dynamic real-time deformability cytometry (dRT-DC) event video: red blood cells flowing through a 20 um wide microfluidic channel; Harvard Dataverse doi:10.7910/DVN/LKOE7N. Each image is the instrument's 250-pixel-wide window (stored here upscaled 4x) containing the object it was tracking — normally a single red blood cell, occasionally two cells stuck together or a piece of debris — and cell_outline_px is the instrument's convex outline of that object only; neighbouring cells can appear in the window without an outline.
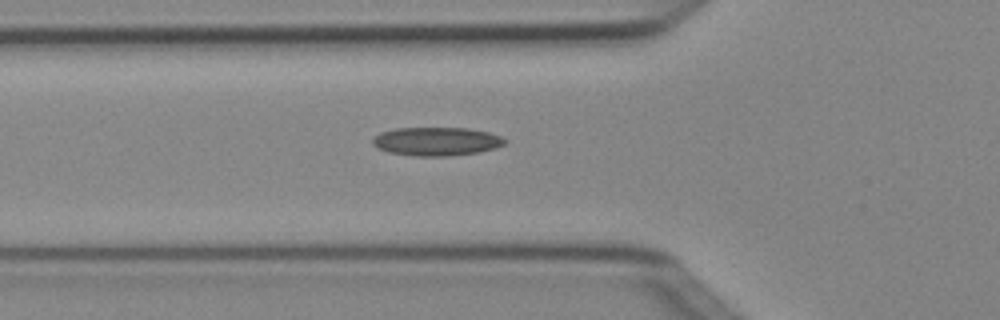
{"species": "Egyptian fruit bat (a non-hibernating species)", "species_latin": "Rousettus aegyptiacus", "temperature_condition": "cold", "stored_images_in_passage": 5, "camera_frame_rate_fps": 3000, "um_per_image_px": 0.085, "animal": {"sex": "female"}, "frame": {"image": 1, "passage_image": 5, "time_ms": 1.333, "image_size_px": [1000, 320], "cell_outline_px": [[508, 140], [504, 144], [496, 148], [480, 152], [448, 156], [412, 156], [388, 152], [372, 144], [372, 140], [380, 132], [396, 128], [468, 128], [488, 132], [500, 136]], "centroid_in_image_um": [37.12, 12.02], "position_along_channel_um": 88.7, "area_um2": 22.02}}